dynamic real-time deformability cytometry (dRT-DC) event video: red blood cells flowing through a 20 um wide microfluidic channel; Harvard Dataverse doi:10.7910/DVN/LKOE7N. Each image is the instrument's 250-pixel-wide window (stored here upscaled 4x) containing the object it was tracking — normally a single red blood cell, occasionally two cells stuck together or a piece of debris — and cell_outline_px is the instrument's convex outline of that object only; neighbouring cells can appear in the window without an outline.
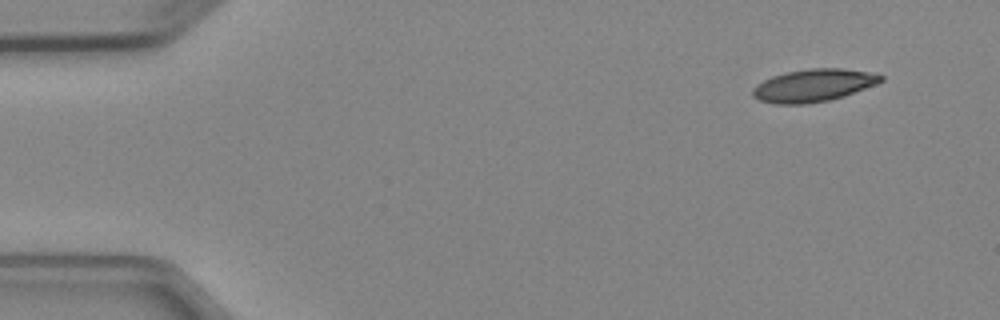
{"species": "Egyptian fruit bat (a non-hibernating species)", "species_latin": "Rousettus aegyptiacus", "temperature_condition": "cold", "stored_images_in_passage": 4, "camera_frame_rate_fps": 3000, "um_per_image_px": 0.085, "animal": {"sex": "female"}, "frame": {"image": 1, "passage_image": 1, "time_ms": 0.0, "image_size_px": [1000, 320], "cell_outline_px": [[884, 80], [876, 84], [844, 96], [828, 100], [808, 104], [776, 104], [760, 100], [752, 96], [752, 88], [756, 84], [772, 76], [784, 72], [808, 68], [844, 68], [868, 72], [884, 76]], "centroid_in_image_um": [69.12, 7.25], "position_along_channel_um": 15.9, "area_um2": 24.45}}
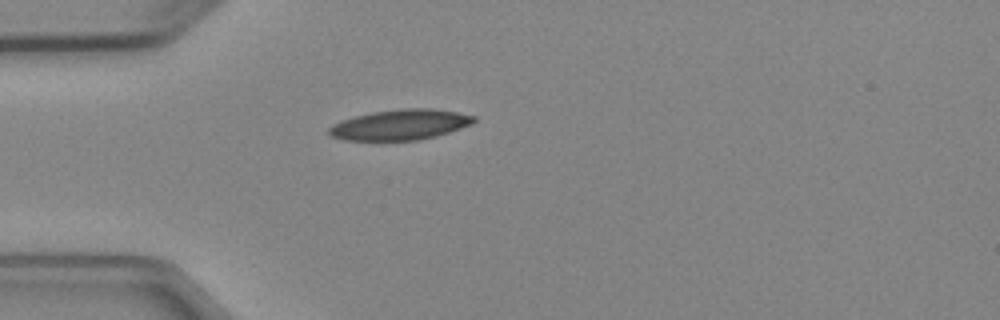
{"frame": {"image": 2, "passage_image": 4, "time_ms": 3.333, "image_size_px": [1000, 320], "cell_outline_px": [[476, 120], [472, 124], [436, 136], [416, 140], [344, 140], [332, 136], [328, 132], [328, 128], [332, 124], [340, 120], [372, 112], [404, 108], [432, 108], [456, 112], [476, 116]], "centroid_in_image_um": [34.01, 10.59], "position_along_channel_um": 51.0, "area_um2": 25.61}}